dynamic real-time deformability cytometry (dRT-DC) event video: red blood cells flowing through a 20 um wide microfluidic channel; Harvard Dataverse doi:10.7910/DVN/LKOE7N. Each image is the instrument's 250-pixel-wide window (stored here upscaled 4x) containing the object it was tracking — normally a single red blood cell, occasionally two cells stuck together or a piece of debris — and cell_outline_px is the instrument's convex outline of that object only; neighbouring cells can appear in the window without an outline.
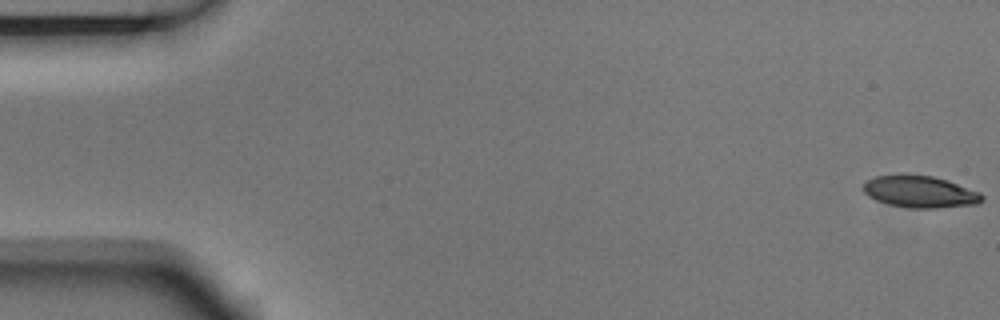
{"species": "Egyptian fruit bat (a non-hibernating species)", "species_latin": "Rousettus aegyptiacus", "temperature_condition": "room temperature", "stored_images_in_passage": 11, "camera_frame_rate_fps": 3000, "um_per_image_px": 0.085, "animal": {"sex": "male"}, "frame": {"image": 1, "passage_image": 1, "time_ms": 0.0, "image_size_px": [1000, 320], "cell_outline_px": [[984, 200], [976, 204], [936, 208], [912, 208], [888, 204], [876, 200], [868, 196], [864, 192], [864, 184], [868, 180], [876, 176], [932, 176], [948, 180], [980, 192], [984, 196]], "centroid_in_image_um": [78.25, 16.32], "position_along_channel_um": 6.8, "area_um2": 21.62}}
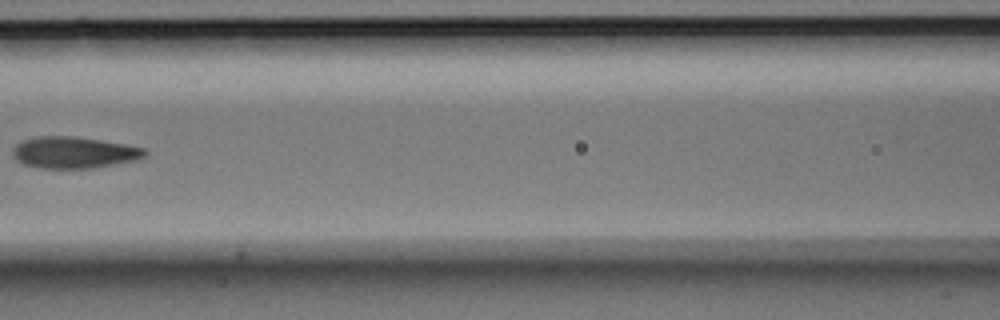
{"frame": {"image": 2, "passage_image": 7, "time_ms": 2.0, "image_size_px": [1000, 320], "cell_outline_px": [[148, 152], [144, 156], [136, 160], [92, 168], [40, 168], [24, 164], [16, 160], [12, 156], [12, 148], [16, 144], [24, 140], [36, 136], [72, 136], [100, 140], [124, 144], [144, 148]], "centroid_in_image_um": [6.25, 12.96], "position_along_channel_um": 160.4, "area_um2": 24.22}}
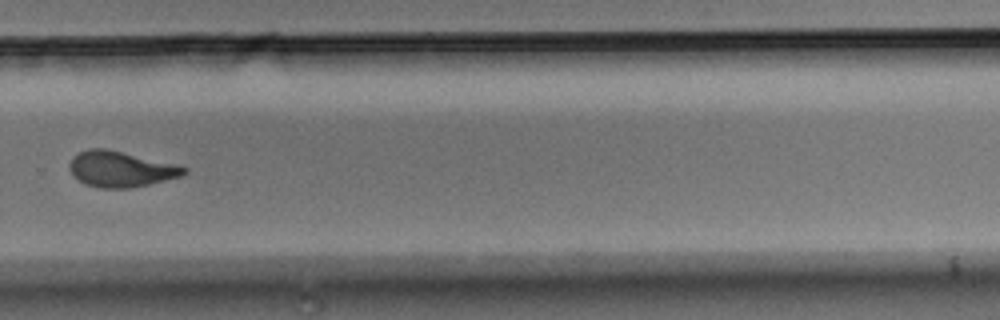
{"frame": {"image": 3, "passage_image": 11, "time_ms": 3.333, "image_size_px": [1000, 320], "cell_outline_px": [[188, 172], [180, 176], [132, 188], [100, 188], [88, 184], [72, 176], [68, 168], [68, 164], [72, 156], [88, 148], [104, 148], [176, 164], [188, 168]], "centroid_in_image_um": [10.23, 14.37], "position_along_channel_um": 319.6, "area_um2": 23.7}}